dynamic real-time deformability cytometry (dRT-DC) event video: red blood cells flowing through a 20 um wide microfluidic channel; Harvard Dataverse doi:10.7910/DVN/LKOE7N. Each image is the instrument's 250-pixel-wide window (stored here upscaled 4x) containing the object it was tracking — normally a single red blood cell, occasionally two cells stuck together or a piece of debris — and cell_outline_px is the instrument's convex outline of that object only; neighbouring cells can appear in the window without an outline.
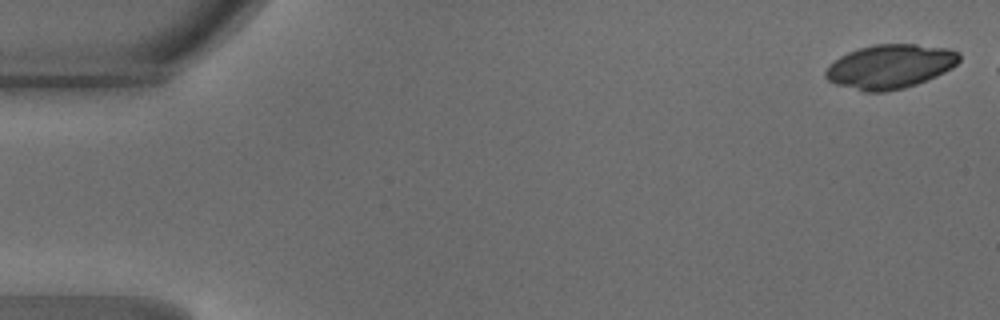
{"species": "common noctule bat (a hibernating species)", "species_latin": "Nyctalus noctula", "temperature_condition": "warm", "stored_images_in_passage": 42, "camera_frame_rate_fps": 3000, "um_per_image_px": 0.085, "animal": {"sex": "male", "body_mass_g": 18.8}, "frame": {"image": 1, "passage_image": 1, "time_ms": 0.0, "image_size_px": [1000, 320], "cell_outline_px": [[960, 60], [952, 68], [936, 76], [916, 84], [904, 88], [884, 92], [864, 92], [836, 84], [828, 80], [824, 76], [824, 72], [828, 64], [840, 56], [848, 52], [872, 44], [916, 44], [948, 48], [960, 52]], "centroid_in_image_um": [75.64, 5.65], "position_along_channel_um": 9.4, "area_um2": 34.56}}
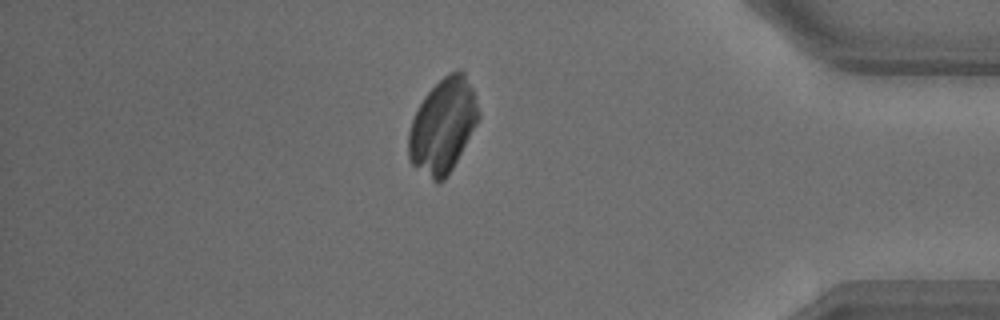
{"frame": {"image": 2, "passage_image": 41, "time_ms": 13.333, "image_size_px": [1000, 320], "cell_outline_px": [[480, 120], [452, 168], [444, 180], [432, 180], [412, 164], [408, 156], [408, 132], [412, 120], [424, 96], [448, 72], [456, 68], [460, 68], [464, 72], [472, 88], [480, 112]], "centroid_in_image_um": [37.66, 10.66], "position_along_channel_um": 397.5, "area_um2": 38.26}}